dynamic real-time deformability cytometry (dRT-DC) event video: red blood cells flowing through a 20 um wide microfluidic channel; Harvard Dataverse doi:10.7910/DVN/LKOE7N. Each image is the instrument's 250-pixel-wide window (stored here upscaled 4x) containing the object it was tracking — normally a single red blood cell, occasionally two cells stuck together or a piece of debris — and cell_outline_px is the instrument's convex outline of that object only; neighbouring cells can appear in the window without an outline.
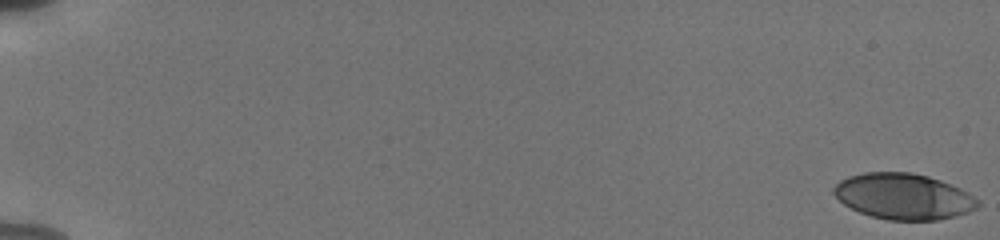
{"species": "human", "species_latin": "Homo sapiens", "temperature_condition": "cold", "stored_images_in_passage": 56, "camera_frame_rate_fps": 3000, "um_per_image_px": 0.085, "donor": {"sex": "male"}, "frame": {"image": 1, "passage_image": 1, "time_ms": 0.0, "image_size_px": [1000, 240], "cell_outline_px": [[980, 204], [976, 208], [968, 212], [956, 216], [936, 220], [888, 220], [872, 216], [860, 212], [844, 204], [832, 192], [832, 188], [840, 180], [848, 176], [864, 172], [912, 172], [928, 176], [940, 180], [960, 188], [968, 192], [980, 200]], "centroid_in_image_um": [76.81, 16.69], "position_along_channel_um": 8.2, "area_um2": 38.61}}
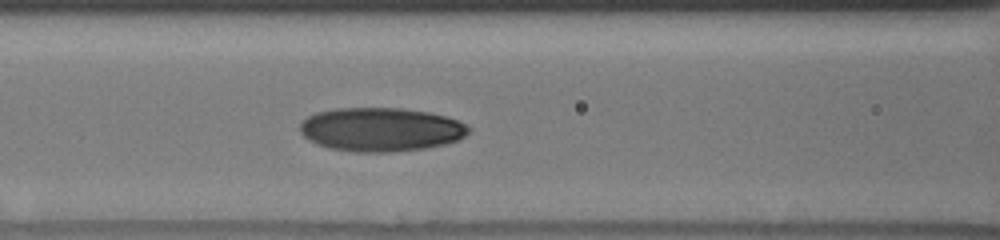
{"frame": {"image": 2, "passage_image": 27, "time_ms": 8.667, "image_size_px": [1000, 240], "cell_outline_px": [[472, 128], [464, 136], [456, 140], [444, 144], [424, 148], [392, 152], [356, 152], [328, 148], [316, 144], [308, 140], [300, 132], [300, 124], [308, 116], [316, 112], [332, 108], [400, 108], [428, 112], [444, 116], [456, 120]], "centroid_in_image_um": [32.32, 11.0], "position_along_channel_um": 134.3, "area_um2": 43.0}}
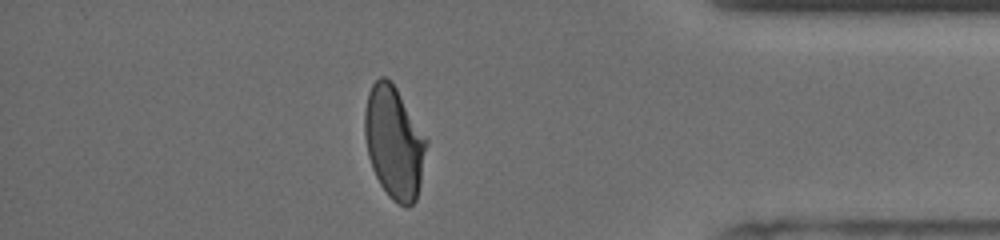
{"frame": {"image": 3, "passage_image": 50, "time_ms": 16.333, "image_size_px": [1000, 240], "cell_outline_px": [[428, 144], [420, 184], [416, 200], [408, 208], [396, 204], [388, 196], [380, 184], [372, 168], [368, 156], [364, 136], [364, 112], [368, 92], [372, 84], [380, 76], [384, 76], [396, 88], [428, 140]], "centroid_in_image_um": [33.49, 12.14], "position_along_channel_um": 401.7, "area_um2": 40.52}, "authors_computed_cell_mechanics": {"area_um2": 40.0843, "velocity_mm_per_s": 3.8011, "shape_relaxation_time_tau1_ms": 4.5714, "shape_relaxation_time_tau2_ms": 1.5361, "deformation_change_tau1": 0.1642, "deformation_change_tau2": 0.0638}}